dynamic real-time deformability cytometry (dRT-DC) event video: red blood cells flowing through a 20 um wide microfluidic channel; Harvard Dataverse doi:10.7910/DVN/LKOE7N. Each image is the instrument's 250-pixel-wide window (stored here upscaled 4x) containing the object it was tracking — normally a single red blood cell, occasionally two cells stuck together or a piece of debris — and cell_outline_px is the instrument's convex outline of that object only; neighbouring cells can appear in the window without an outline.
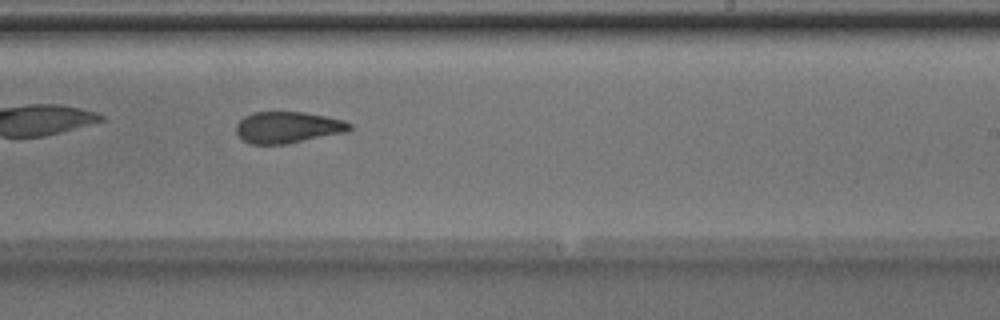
{"species": "Egyptian fruit bat (a non-hibernating species)", "species_latin": "Rousettus aegyptiacus", "temperature_condition": "room temperature", "stored_images_in_passage": 33, "camera_frame_rate_fps": 3000, "um_per_image_px": 0.085, "animal": {"sex": "male"}, "frame": {"image": 1, "passage_image": 15, "time_ms": 4.667, "image_size_px": [1000, 320], "cell_outline_px": [[352, 128], [348, 132], [284, 144], [248, 144], [236, 132], [236, 124], [244, 116], [252, 112], [304, 112], [344, 120], [352, 124]], "centroid_in_image_um": [24.47, 10.82], "position_along_channel_um": 264.5, "area_um2": 20.81}}